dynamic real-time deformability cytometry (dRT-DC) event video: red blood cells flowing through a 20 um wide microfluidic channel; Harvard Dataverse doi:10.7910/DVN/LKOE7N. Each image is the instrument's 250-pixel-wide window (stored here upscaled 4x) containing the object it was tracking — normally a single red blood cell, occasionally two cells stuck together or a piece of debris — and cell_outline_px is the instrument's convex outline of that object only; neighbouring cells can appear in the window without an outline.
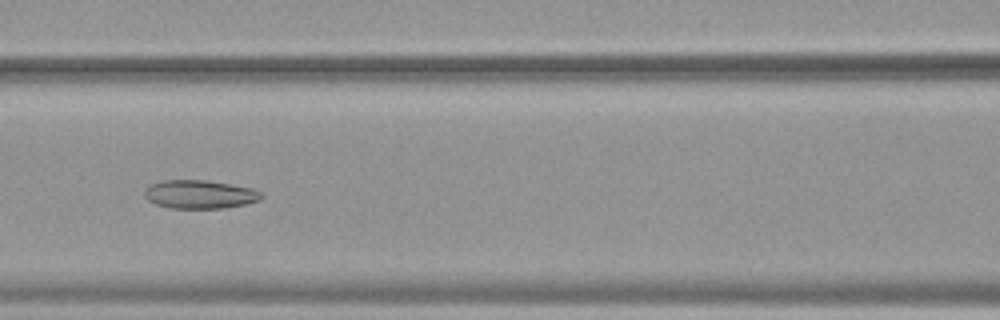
{"species": "common noctule bat (a hibernating species)", "species_latin": "Nyctalus noctula", "temperature_condition": "warm", "stored_images_in_passage": 42, "camera_frame_rate_fps": 3000, "um_per_image_px": 0.085, "animal": {"sex": "female", "body_mass_g": 19.9}, "frame": {"image": 1, "passage_image": 13, "time_ms": 4.0, "image_size_px": [1000, 320], "cell_outline_px": [[264, 196], [260, 200], [244, 204], [224, 208], [168, 208], [156, 204], [148, 200], [144, 196], [144, 192], [152, 184], [160, 180], [204, 180], [252, 188], [264, 192]], "centroid_in_image_um": [17.0, 16.52], "position_along_channel_um": 149.6, "area_um2": 19.36}}
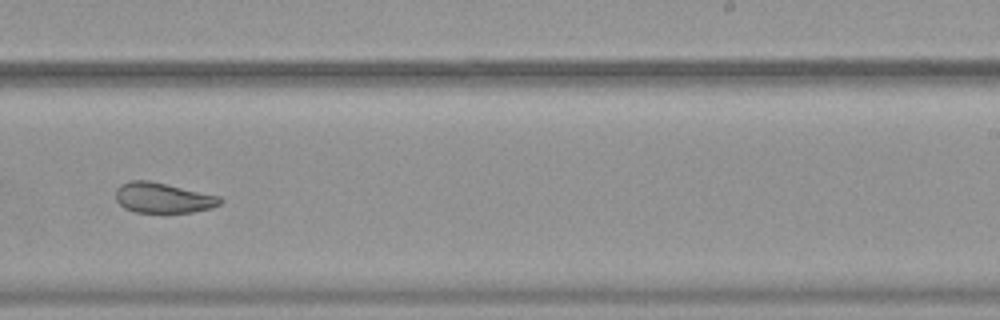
{"frame": {"image": 2, "passage_image": 23, "time_ms": 7.333, "image_size_px": [1000, 320], "cell_outline_px": [[224, 200], [220, 204], [212, 208], [192, 212], [136, 212], [124, 208], [116, 200], [116, 188], [120, 184], [132, 180], [148, 180], [220, 196]], "centroid_in_image_um": [13.85, 16.81], "position_along_channel_um": 275.1, "area_um2": 18.38}}
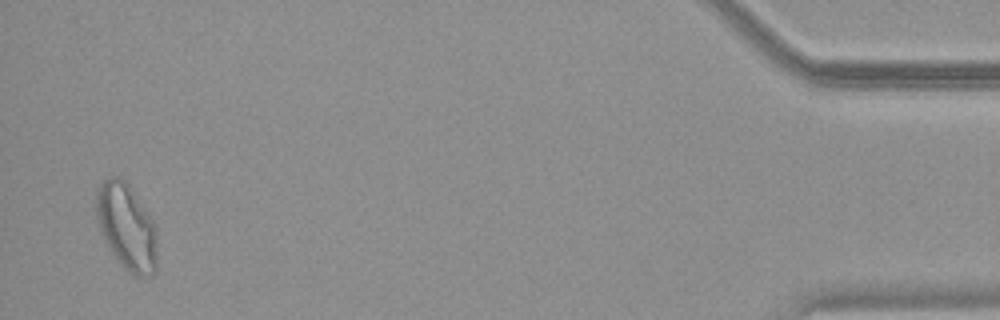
{"frame": {"image": 3, "passage_image": 41, "time_ms": 13.333, "image_size_px": [1000, 320], "cell_outline_px": [[156, 272], [152, 276], [136, 276], [128, 272], [120, 264], [104, 240], [100, 232], [96, 216], [96, 192], [100, 184], [104, 180], [112, 176], [120, 176], [128, 184], [152, 220], [156, 228]], "centroid_in_image_um": [10.75, 19.3], "position_along_channel_um": 424.5, "area_um2": 30.52}, "authors_computed_cell_mechanics": {"area_um2": 21.386, "velocity_mm_per_s": 3.7864, "shape_relaxation_time_tau1_ms": 8.9015, "shape_relaxation_time_tau2_ms": 2.951, "deformation_change_tau1": 0.184, "deformation_change_tau2": 0.0918}}